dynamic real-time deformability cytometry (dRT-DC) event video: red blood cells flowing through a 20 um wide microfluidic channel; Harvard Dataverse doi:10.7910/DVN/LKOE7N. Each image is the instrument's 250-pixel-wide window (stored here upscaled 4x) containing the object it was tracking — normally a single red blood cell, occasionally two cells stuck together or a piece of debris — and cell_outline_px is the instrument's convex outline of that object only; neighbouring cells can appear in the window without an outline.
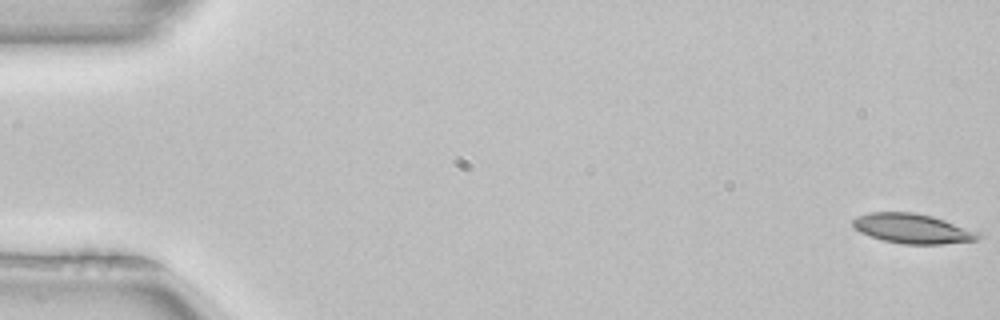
{"species": "common noctule bat (a hibernating species)", "species_latin": "Nyctalus noctula", "temperature_condition": "room temperature", "stored_images_in_passage": 52, "camera_frame_rate_fps": 3000, "um_per_image_px": 0.085, "animal": {"sex": "female", "body_mass_g": 22.7, "forearm_length_mm": 54.2}, "frame": {"image": 1, "passage_image": 1, "time_ms": 0.0, "image_size_px": [1000, 320], "cell_outline_px": [[984, 236], [976, 240], [940, 244], [904, 244], [884, 240], [860, 232], [852, 224], [852, 220], [868, 212], [916, 212], [932, 216], [984, 232]], "centroid_in_image_um": [77.67, 19.42], "position_along_channel_um": 7.3, "area_um2": 21.85}}
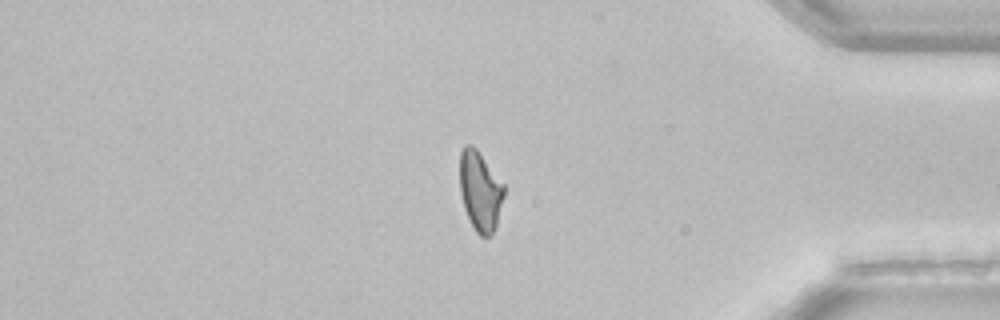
{"frame": {"image": 2, "passage_image": 44, "time_ms": 14.333, "image_size_px": [1000, 320], "cell_outline_px": [[504, 196], [496, 224], [492, 236], [480, 236], [476, 232], [464, 208], [460, 192], [460, 152], [464, 144], [472, 144], [476, 148], [504, 184]], "centroid_in_image_um": [40.8, 16.21], "position_along_channel_um": 394.4, "area_um2": 20.46}}
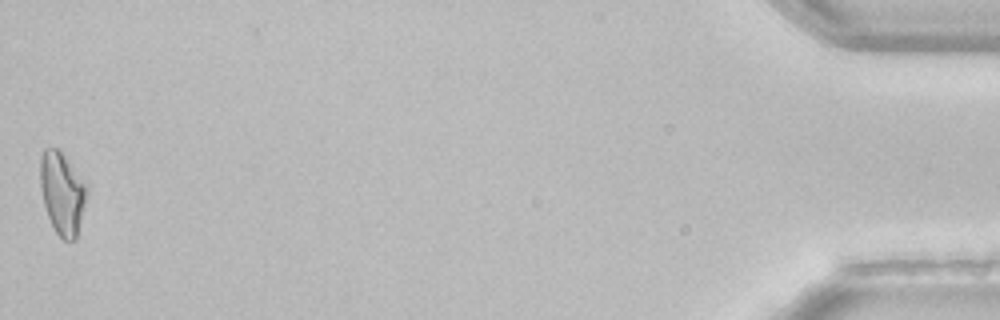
{"frame": {"image": 3, "passage_image": 52, "time_ms": 17.0, "image_size_px": [1000, 320], "cell_outline_px": [[88, 192], [76, 240], [64, 240], [56, 232], [48, 216], [44, 204], [40, 188], [40, 156], [44, 148], [60, 148], [88, 188]], "centroid_in_image_um": [5.28, 16.39], "position_along_channel_um": 429.9, "area_um2": 22.37}}